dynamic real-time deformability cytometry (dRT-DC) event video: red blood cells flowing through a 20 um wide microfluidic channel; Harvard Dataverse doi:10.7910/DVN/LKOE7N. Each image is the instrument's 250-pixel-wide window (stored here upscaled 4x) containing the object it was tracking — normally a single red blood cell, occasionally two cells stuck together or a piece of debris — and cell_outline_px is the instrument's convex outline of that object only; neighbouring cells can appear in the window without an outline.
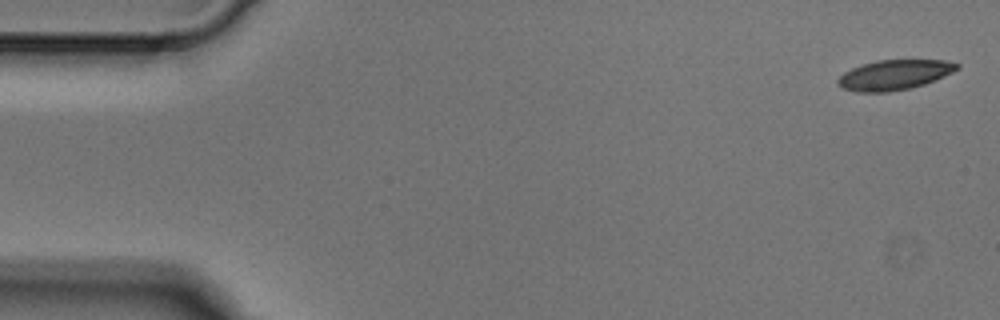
{"species": "Egyptian fruit bat (a non-hibernating species)", "species_latin": "Rousettus aegyptiacus", "temperature_condition": "cold", "stored_images_in_passage": 3, "camera_frame_rate_fps": 3000, "um_per_image_px": 0.085, "animal": {"sex": "male"}, "frame": {"image": 1, "passage_image": 1, "time_ms": 0.0, "image_size_px": [1000, 320], "cell_outline_px": [[960, 68], [944, 76], [924, 84], [908, 88], [888, 92], [856, 92], [844, 88], [836, 84], [836, 80], [844, 72], [852, 68], [876, 60], [944, 60], [960, 64]], "centroid_in_image_um": [76.0, 6.36], "position_along_channel_um": 9.0, "area_um2": 20.69}}